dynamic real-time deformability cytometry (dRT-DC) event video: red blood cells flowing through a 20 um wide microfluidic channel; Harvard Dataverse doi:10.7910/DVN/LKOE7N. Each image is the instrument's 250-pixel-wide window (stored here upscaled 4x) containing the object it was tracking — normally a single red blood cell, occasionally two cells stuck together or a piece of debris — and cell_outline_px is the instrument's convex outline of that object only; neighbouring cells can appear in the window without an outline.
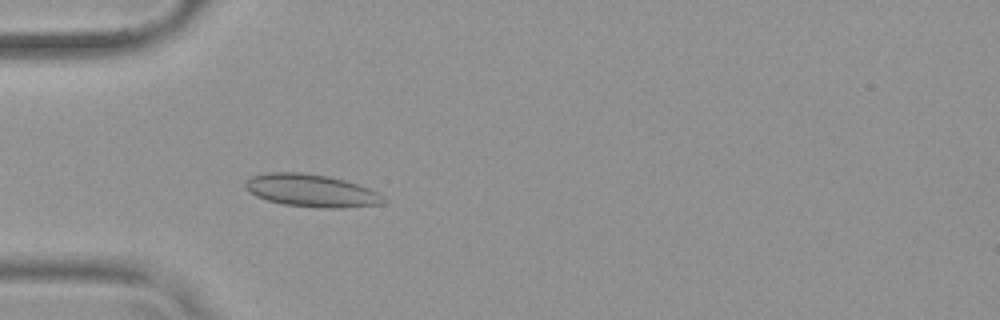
{"species": "common noctule bat (a hibernating species)", "species_latin": "Nyctalus noctula", "temperature_condition": "warm", "stored_images_in_passage": 53, "camera_frame_rate_fps": 3000, "um_per_image_px": 0.085, "animal": {"sex": "female", "body_mass_g": 19.9}, "frame": {"image": 1, "passage_image": 16, "time_ms": 5.0, "image_size_px": [1000, 320], "cell_outline_px": [[388, 200], [384, 204], [340, 208], [316, 208], [284, 204], [268, 200], [256, 196], [248, 192], [244, 188], [244, 184], [252, 176], [268, 172], [300, 172], [328, 176], [344, 180], [368, 188], [384, 196]], "centroid_in_image_um": [26.47, 16.21], "position_along_channel_um": 58.5, "area_um2": 26.36}}
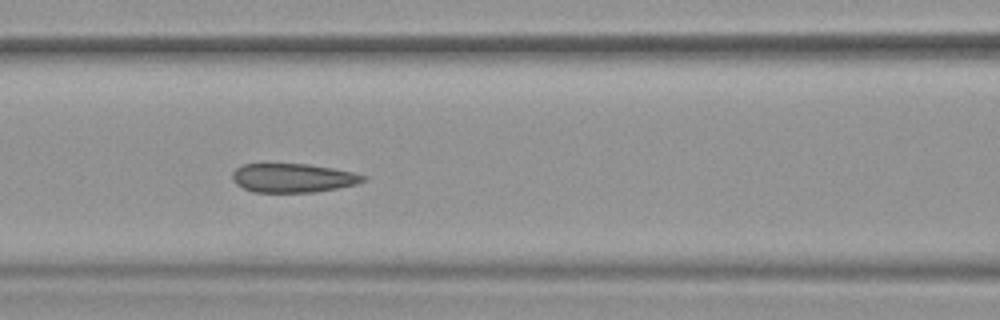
{"frame": {"image": 2, "passage_image": 23, "time_ms": 7.333, "image_size_px": [1000, 320], "cell_outline_px": [[368, 176], [364, 180], [356, 184], [316, 192], [252, 192], [236, 184], [232, 180], [232, 172], [240, 164], [308, 164], [356, 172]], "centroid_in_image_um": [24.89, 15.12], "position_along_channel_um": 141.7, "area_um2": 22.14}}
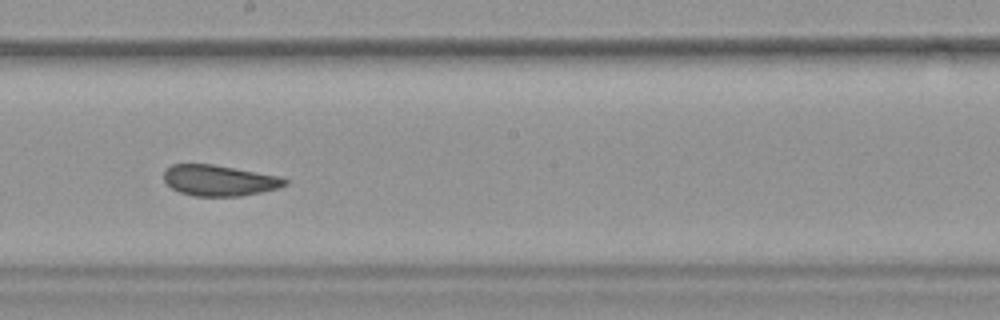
{"frame": {"image": 3, "passage_image": 30, "time_ms": 9.667, "image_size_px": [1000, 320], "cell_outline_px": [[288, 184], [280, 188], [240, 196], [192, 196], [180, 192], [172, 188], [164, 180], [164, 172], [172, 164], [212, 164], [280, 176], [288, 180]], "centroid_in_image_um": [18.66, 15.34], "position_along_channel_um": 229.5, "area_um2": 21.73}, "authors_computed_cell_mechanics": {"area_um2": 23.7558, "velocity_mm_per_s": 3.7785, "shape_relaxation_time_tau1_ms": null, "shape_relaxation_time_tau2_ms": 1.5947, "deformation_change_tau1": null, "deformation_change_tau2": 0.0367}}